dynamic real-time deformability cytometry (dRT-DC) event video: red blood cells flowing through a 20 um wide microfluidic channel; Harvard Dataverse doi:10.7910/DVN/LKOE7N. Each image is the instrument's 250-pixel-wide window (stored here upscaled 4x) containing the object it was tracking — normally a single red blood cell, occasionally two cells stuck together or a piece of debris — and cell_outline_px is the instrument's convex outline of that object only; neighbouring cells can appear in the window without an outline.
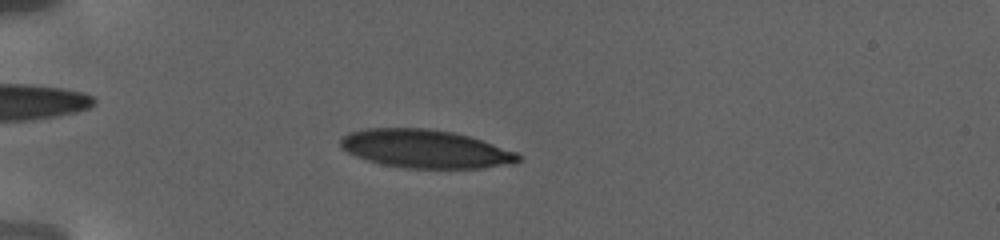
{"species": "human", "species_latin": "Homo sapiens", "temperature_condition": "warm", "stored_images_in_passage": 53, "camera_frame_rate_fps": 3000, "um_per_image_px": 0.085, "donor": {"sex": "female"}, "frame": {"image": 1, "passage_image": 37, "time_ms": 7.333, "image_size_px": [1000, 240], "cell_outline_px": [[520, 160], [512, 164], [484, 168], [408, 168], [384, 164], [368, 160], [356, 156], [340, 148], [340, 140], [344, 136], [352, 132], [368, 128], [424, 128], [452, 132], [468, 136], [516, 152], [520, 156]], "centroid_in_image_um": [36.15, 12.66], "position_along_channel_um": 48.8, "area_um2": 39.25}}
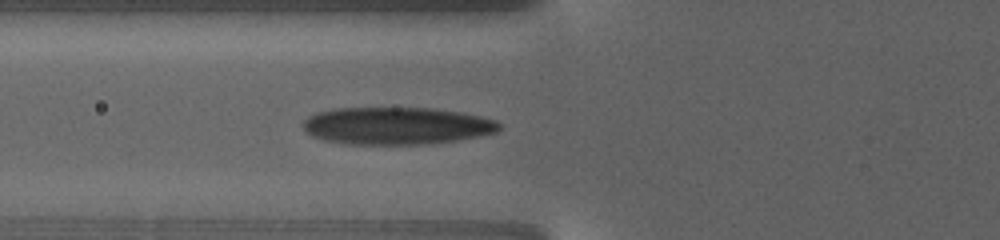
{"frame": {"image": 2, "passage_image": 50, "time_ms": 10.0, "image_size_px": [1000, 240], "cell_outline_px": [[500, 128], [496, 132], [480, 136], [456, 140], [428, 144], [348, 144], [324, 140], [312, 136], [304, 128], [304, 120], [308, 116], [320, 112], [336, 108], [428, 108], [456, 112], [480, 116], [496, 120], [500, 124]], "centroid_in_image_um": [33.71, 10.7], "position_along_channel_um": 92.1, "area_um2": 42.37}}